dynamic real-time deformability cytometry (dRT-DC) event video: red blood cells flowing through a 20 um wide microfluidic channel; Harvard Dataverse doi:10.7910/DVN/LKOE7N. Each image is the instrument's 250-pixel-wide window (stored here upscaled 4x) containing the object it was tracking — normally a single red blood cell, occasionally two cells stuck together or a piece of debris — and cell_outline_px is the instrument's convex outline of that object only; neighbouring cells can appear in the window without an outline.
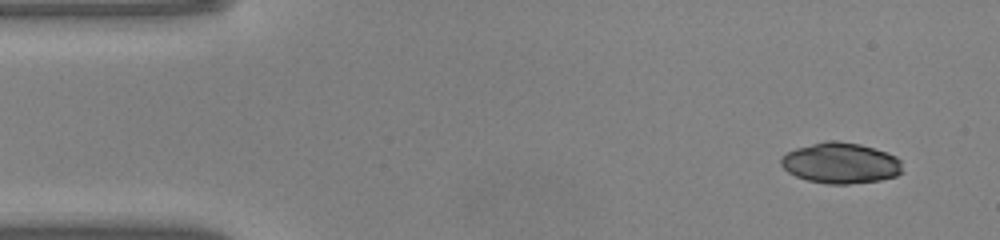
{"species": "common noctule bat (a hibernating species)", "species_latin": "Nyctalus noctula", "temperature_condition": "warm", "stored_images_in_passage": 21, "camera_frame_rate_fps": 3000, "um_per_image_px": 0.085, "animal": {"sex": "male", "body_mass_g": 20.0, "forearm_length_mm": 53.3}, "frame": {"image": 1, "passage_image": 1, "time_ms": 0.0, "image_size_px": [1000, 240], "cell_outline_px": [[904, 172], [896, 176], [880, 180], [848, 184], [824, 184], [808, 180], [796, 176], [788, 172], [780, 164], [780, 156], [796, 148], [828, 140], [836, 140], [860, 144], [896, 156], [900, 160]], "centroid_in_image_um": [71.45, 13.87], "position_along_channel_um": 13.5, "area_um2": 28.9}}